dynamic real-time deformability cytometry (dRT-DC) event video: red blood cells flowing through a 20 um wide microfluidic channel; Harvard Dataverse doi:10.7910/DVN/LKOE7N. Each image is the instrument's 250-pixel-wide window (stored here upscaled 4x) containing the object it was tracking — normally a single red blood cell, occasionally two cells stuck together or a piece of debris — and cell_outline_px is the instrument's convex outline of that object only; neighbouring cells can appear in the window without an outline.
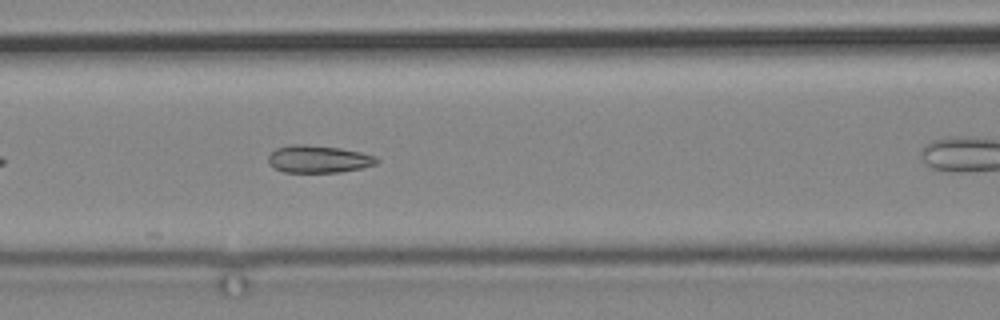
{"species": "common noctule bat (a hibernating species)", "species_latin": "Nyctalus noctula", "temperature_condition": "cold", "stored_images_in_passage": 9, "camera_frame_rate_fps": 3000, "um_per_image_px": 0.085, "animal": {"sex": "male", "body_mass_g": 19.2, "forearm_length_mm": 51.8}, "frame": {"image": 1, "passage_image": 8, "time_ms": 8.667, "image_size_px": [1000, 320], "cell_outline_px": [[380, 160], [376, 164], [360, 168], [340, 172], [284, 172], [276, 168], [268, 160], [268, 156], [276, 148], [292, 144], [308, 144], [340, 148], [360, 152], [376, 156]], "centroid_in_image_um": [27.09, 13.51], "position_along_channel_um": 139.5, "area_um2": 17.22}}